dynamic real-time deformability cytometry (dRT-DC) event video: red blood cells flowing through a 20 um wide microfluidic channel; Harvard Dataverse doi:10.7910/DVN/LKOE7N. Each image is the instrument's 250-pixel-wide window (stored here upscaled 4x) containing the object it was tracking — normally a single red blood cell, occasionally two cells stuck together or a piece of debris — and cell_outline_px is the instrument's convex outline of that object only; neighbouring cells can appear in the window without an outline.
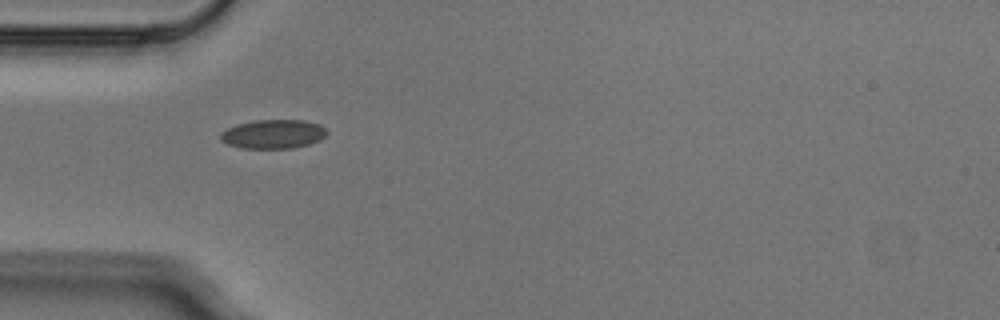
{"species": "Egyptian fruit bat (a non-hibernating species)", "species_latin": "Rousettus aegyptiacus", "temperature_condition": "cold", "stored_images_in_passage": 1, "camera_frame_rate_fps": 3000, "um_per_image_px": 0.085, "animal": {"sex": "male"}, "frame": {"image": 1, "passage_image": 1, "time_ms": 0.0, "image_size_px": [1000, 320], "cell_outline_px": [[328, 132], [320, 140], [308, 144], [292, 148], [240, 148], [228, 144], [220, 140], [220, 132], [236, 124], [252, 120], [304, 120], [320, 124]], "centroid_in_image_um": [23.2, 11.39], "position_along_channel_um": 61.8, "area_um2": 18.03}}